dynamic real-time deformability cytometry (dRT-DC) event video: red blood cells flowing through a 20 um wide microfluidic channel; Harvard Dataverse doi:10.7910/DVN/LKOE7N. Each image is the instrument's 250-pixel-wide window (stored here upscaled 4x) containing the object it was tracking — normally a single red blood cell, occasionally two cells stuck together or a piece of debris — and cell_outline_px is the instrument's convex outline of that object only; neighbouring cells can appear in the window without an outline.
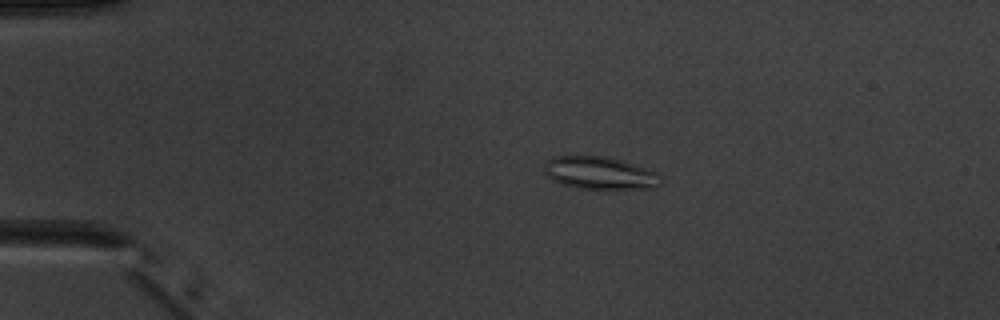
{"species": "common noctule bat (a hibernating species)", "species_latin": "Nyctalus noctula", "temperature_condition": "warm", "stored_images_in_passage": 6, "camera_frame_rate_fps": 3000, "um_per_image_px": 0.085, "animal": {"sex": "male", "body_mass_g": 20.1, "forearm_length_mm": 53.5}, "frame": {"image": 1, "passage_image": 2, "time_ms": 2.667, "image_size_px": [1000, 320], "cell_outline_px": [[660, 184], [656, 188], [580, 188], [560, 184], [552, 180], [544, 172], [544, 164], [552, 156], [604, 156], [620, 160], [656, 172], [660, 176]], "centroid_in_image_um": [50.93, 14.7], "position_along_channel_um": 34.1, "area_um2": 21.85}}
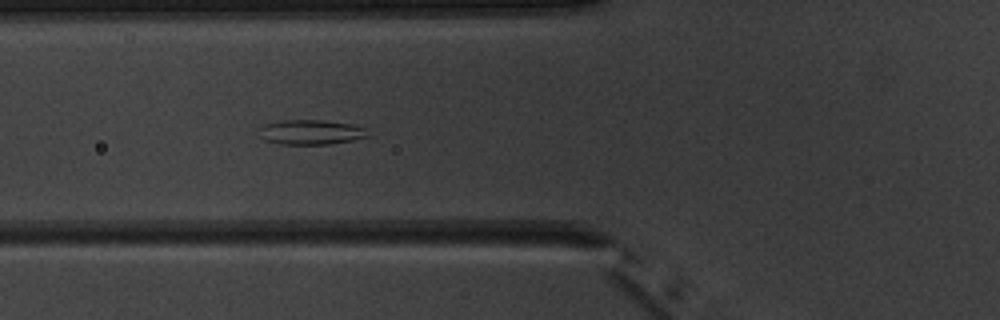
{"frame": {"image": 2, "passage_image": 6, "time_ms": 5.667, "image_size_px": [1000, 320], "cell_outline_px": [[368, 136], [352, 140], [328, 144], [280, 144], [264, 140], [256, 128], [264, 124], [284, 120], [320, 120], [352, 124], [364, 128]], "centroid_in_image_um": [26.35, 11.23], "position_along_channel_um": 99.4, "area_um2": 15.61}}